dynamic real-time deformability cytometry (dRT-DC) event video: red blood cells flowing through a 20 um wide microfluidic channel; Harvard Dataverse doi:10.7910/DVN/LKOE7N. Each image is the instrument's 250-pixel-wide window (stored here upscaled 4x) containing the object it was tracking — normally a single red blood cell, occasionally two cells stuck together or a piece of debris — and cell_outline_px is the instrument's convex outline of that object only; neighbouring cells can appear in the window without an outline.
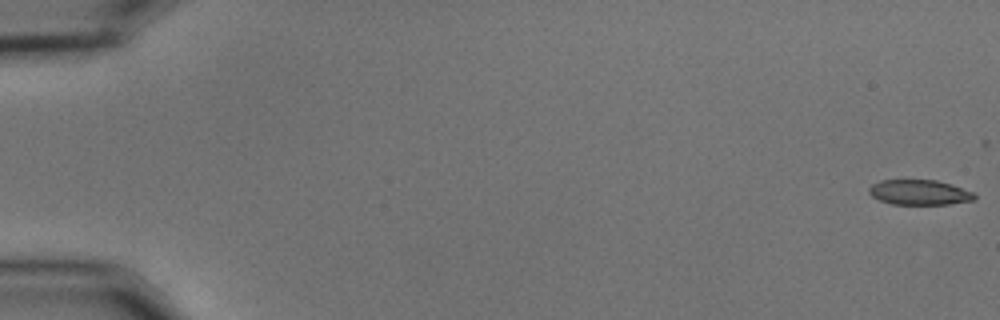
{"species": "common noctule bat (a hibernating species)", "species_latin": "Nyctalus noctula", "temperature_condition": "cold", "stored_images_in_passage": 51, "camera_frame_rate_fps": 3000, "um_per_image_px": 0.085, "animal": {"sex": "male", "body_mass_g": 15.6}, "frame": {"image": 1, "passage_image": 1, "time_ms": 0.0, "image_size_px": [1000, 320], "cell_outline_px": [[976, 200], [948, 204], [892, 204], [880, 200], [872, 196], [868, 192], [868, 188], [872, 184], [880, 180], [936, 180], [952, 184], [976, 192]], "centroid_in_image_um": [78.19, 16.35], "position_along_channel_um": 6.8, "area_um2": 15.61}}
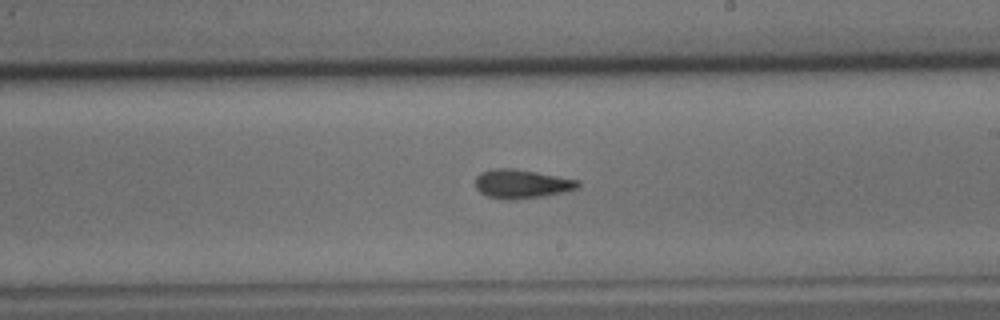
{"frame": {"image": 2, "passage_image": 34, "time_ms": 11.0, "image_size_px": [1000, 320], "cell_outline_px": [[580, 188], [564, 192], [544, 196], [516, 200], [508, 200], [488, 196], [480, 192], [476, 188], [476, 176], [480, 172], [492, 168], [512, 168], [536, 172], [580, 180]], "centroid_in_image_um": [44.36, 15.63], "position_along_channel_um": 244.6, "area_um2": 17.46}}
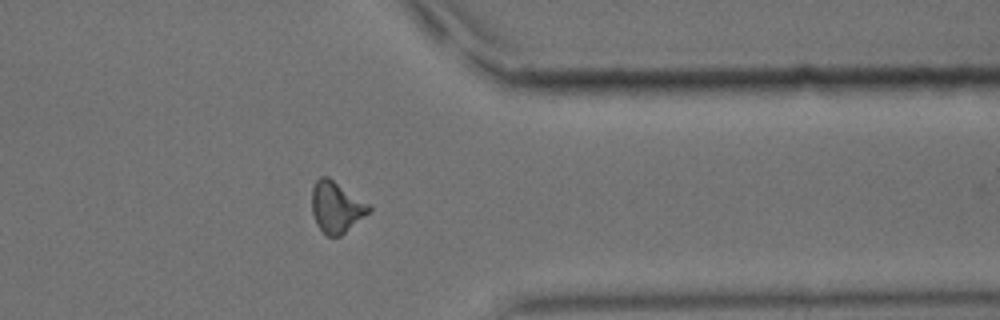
{"frame": {"image": 3, "passage_image": 46, "time_ms": 15.0, "image_size_px": [1000, 320], "cell_outline_px": [[372, 212], [340, 236], [328, 236], [316, 224], [312, 212], [312, 188], [316, 180], [320, 176], [328, 176], [368, 204], [372, 208]], "centroid_in_image_um": [28.59, 17.6], "position_along_channel_um": 382.8, "area_um2": 16.99}, "authors_computed_cell_mechanics": {"area_um2": 16.6464, "velocity_mm_per_s": 3.6232, "shape_relaxation_time_tau1_ms": null, "shape_relaxation_time_tau2_ms": 4.8064, "deformation_change_tau1": null, "deformation_change_tau2": 0.1227}}